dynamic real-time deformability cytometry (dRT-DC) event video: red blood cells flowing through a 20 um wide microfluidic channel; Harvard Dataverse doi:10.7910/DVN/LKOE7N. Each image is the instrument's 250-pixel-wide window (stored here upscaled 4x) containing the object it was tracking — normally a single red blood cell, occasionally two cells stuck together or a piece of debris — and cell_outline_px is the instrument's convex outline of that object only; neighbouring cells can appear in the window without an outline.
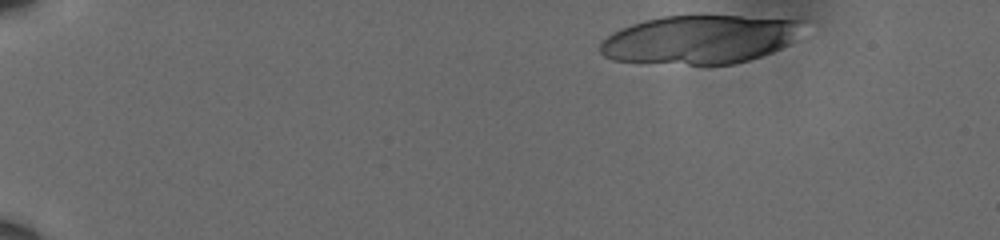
{"species": "human", "species_latin": "Homo sapiens", "temperature_condition": "cold", "stored_images_in_passage": 9, "segment_of_instrument_passage": [1, 2], "camera_frame_rate_fps": 3000, "um_per_image_px": 0.085, "donor": {"sex": "male"}, "frame": {"image": 1, "passage_image": 1, "time_ms": 0.0, "image_size_px": [1000, 240], "cell_outline_px": [[812, 20], [788, 44], [772, 52], [736, 64], [688, 64], [612, 60], [604, 56], [600, 52], [600, 44], [612, 32], [620, 28], [644, 20], [664, 16], [800, 16]], "centroid_in_image_um": [59.65, 3.31], "position_along_channel_um": 25.3, "area_um2": 58.26}}